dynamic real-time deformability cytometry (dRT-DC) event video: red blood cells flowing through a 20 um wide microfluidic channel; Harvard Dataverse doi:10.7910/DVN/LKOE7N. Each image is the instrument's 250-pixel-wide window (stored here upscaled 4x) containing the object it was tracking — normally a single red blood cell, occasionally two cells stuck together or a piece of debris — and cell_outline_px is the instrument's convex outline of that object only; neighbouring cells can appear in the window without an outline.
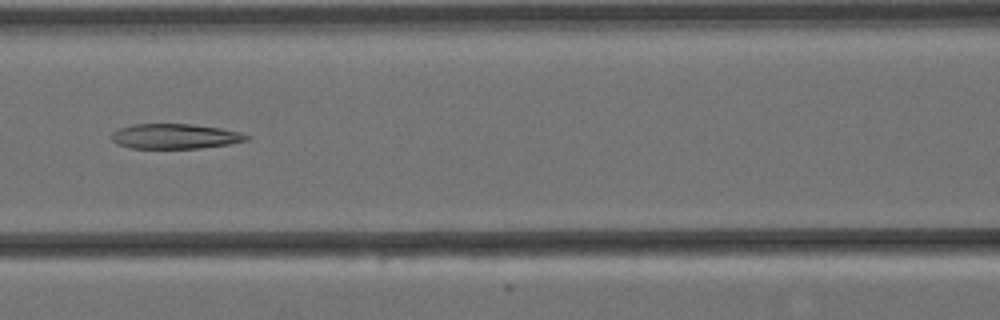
{"species": "Egyptian fruit bat (a non-hibernating species)", "species_latin": "Rousettus aegyptiacus", "temperature_condition": "cold", "stored_images_in_passage": 8, "camera_frame_rate_fps": 3000, "um_per_image_px": 0.085, "animal": {"sex": "female"}, "frame": {"image": 1, "passage_image": 7, "time_ms": 2.0, "image_size_px": [1000, 320], "cell_outline_px": [[252, 136], [248, 140], [228, 144], [200, 148], [132, 148], [116, 144], [112, 140], [112, 132], [120, 128], [132, 124], [192, 124], [220, 128], [240, 132]], "centroid_in_image_um": [14.89, 11.58], "position_along_channel_um": 151.7, "area_um2": 19.65}}
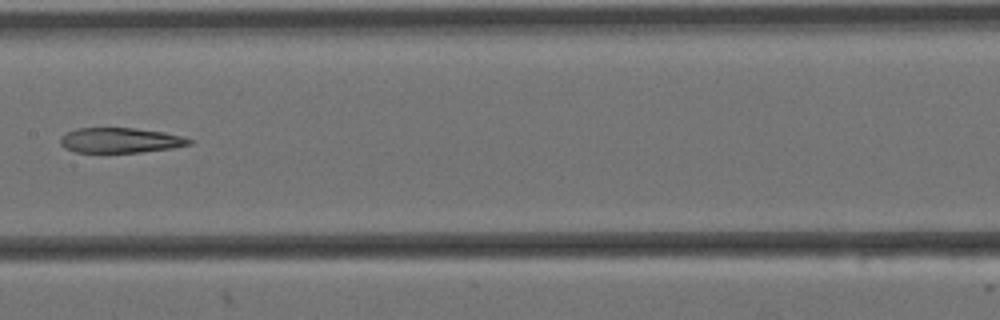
{"frame": {"image": 2, "passage_image": 8, "time_ms": 2.333, "image_size_px": [1000, 320], "cell_outline_px": [[192, 144], [172, 148], [140, 152], [104, 156], [76, 152], [64, 148], [60, 144], [60, 136], [76, 128], [132, 128], [164, 132], [184, 136], [192, 140]], "centroid_in_image_um": [10.17, 11.97], "position_along_channel_um": 197.2, "area_um2": 19.77}}